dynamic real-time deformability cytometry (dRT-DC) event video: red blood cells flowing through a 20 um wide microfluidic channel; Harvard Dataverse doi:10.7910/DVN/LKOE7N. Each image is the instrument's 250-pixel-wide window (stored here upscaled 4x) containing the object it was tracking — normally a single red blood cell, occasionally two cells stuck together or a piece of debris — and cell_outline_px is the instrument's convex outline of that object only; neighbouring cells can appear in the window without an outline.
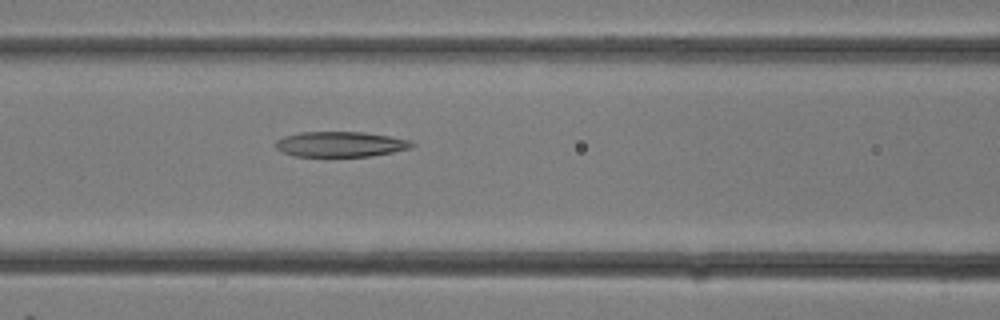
{"species": "common noctule bat (a hibernating species)", "species_latin": "Nyctalus noctula", "temperature_condition": "room temperature", "stored_images_in_passage": 12, "camera_frame_rate_fps": 3000, "um_per_image_px": 0.085, "animal": {"sex": "female"}, "frame": {"image": 1, "passage_image": 12, "time_ms": 3.667, "image_size_px": [1000, 320], "cell_outline_px": [[416, 144], [412, 148], [372, 156], [292, 156], [276, 148], [276, 140], [284, 136], [300, 132], [364, 132], [388, 136], [408, 140]], "centroid_in_image_um": [28.94, 12.26], "position_along_channel_um": 137.7, "area_um2": 20.0}}